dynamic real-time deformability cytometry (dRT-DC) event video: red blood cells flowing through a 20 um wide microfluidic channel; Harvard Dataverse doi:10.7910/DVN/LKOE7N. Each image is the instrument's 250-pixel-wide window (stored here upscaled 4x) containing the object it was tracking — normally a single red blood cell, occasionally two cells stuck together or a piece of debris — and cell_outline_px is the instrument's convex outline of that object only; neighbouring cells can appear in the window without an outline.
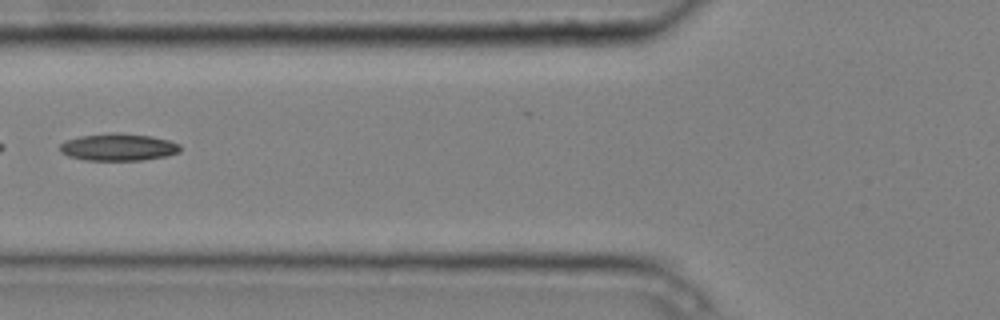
{"species": "common noctule bat (a hibernating species)", "species_latin": "Nyctalus noctula", "temperature_condition": "cold", "stored_images_in_passage": 6, "camera_frame_rate_fps": 3000, "um_per_image_px": 0.085, "animal": {"sex": "male", "body_mass_g": 20.4}, "frame": {"image": 1, "passage_image": 6, "time_ms": 1.667, "image_size_px": [1000, 320], "cell_outline_px": [[180, 152], [168, 156], [144, 160], [84, 160], [68, 156], [60, 152], [60, 144], [64, 140], [80, 136], [112, 132], [120, 132], [152, 136], [168, 140], [180, 144]], "centroid_in_image_um": [10.05, 12.5], "position_along_channel_um": 115.7, "area_um2": 19.36}}